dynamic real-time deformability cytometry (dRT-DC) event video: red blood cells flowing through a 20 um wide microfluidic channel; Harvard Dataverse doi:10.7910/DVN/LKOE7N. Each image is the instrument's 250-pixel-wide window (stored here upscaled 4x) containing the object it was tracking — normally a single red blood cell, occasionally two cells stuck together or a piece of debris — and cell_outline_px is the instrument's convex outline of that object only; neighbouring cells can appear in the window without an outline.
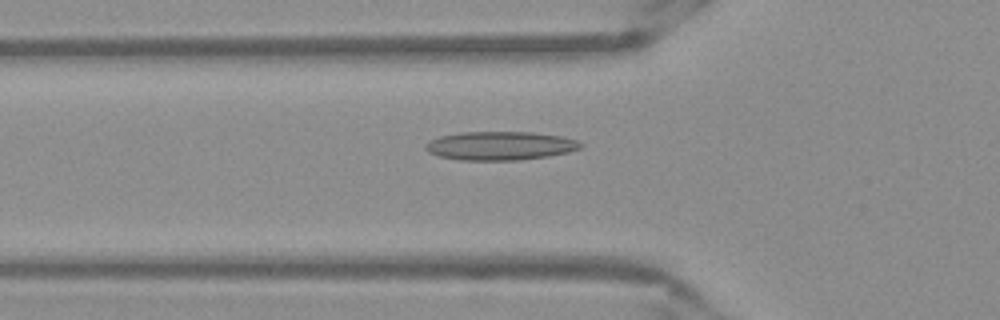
{"species": "Egyptian fruit bat (a non-hibernating species)", "species_latin": "Rousettus aegyptiacus", "temperature_condition": "warm", "stored_images_in_passage": 38, "camera_frame_rate_fps": 3000, "um_per_image_px": 0.085, "frame": {"image": 1, "passage_image": 8, "time_ms": 2.333, "image_size_px": [1000, 320], "cell_outline_px": [[584, 144], [580, 148], [568, 152], [548, 156], [520, 160], [460, 160], [440, 156], [428, 152], [424, 148], [432, 140], [440, 136], [460, 132], [532, 132], [560, 136], [576, 140]], "centroid_in_image_um": [42.53, 12.39], "position_along_channel_um": 83.3, "area_um2": 25.72}}
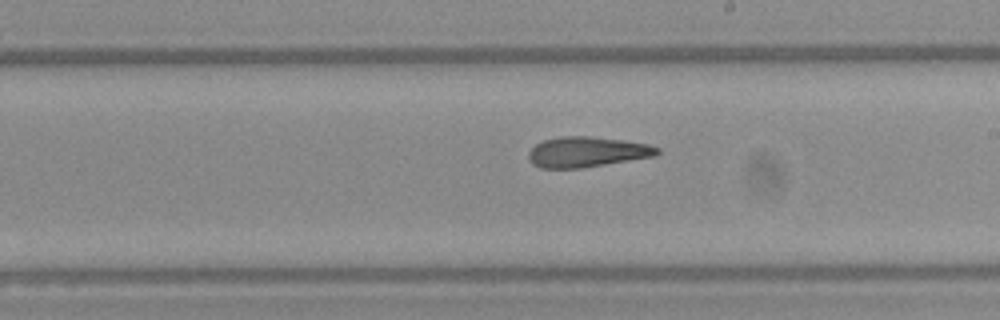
{"frame": {"image": 2, "passage_image": 20, "time_ms": 6.333, "image_size_px": [1000, 320], "cell_outline_px": [[660, 152], [656, 156], [580, 168], [540, 168], [532, 164], [528, 160], [528, 152], [536, 144], [544, 140], [560, 136], [592, 136], [624, 140], [648, 144], [660, 148]], "centroid_in_image_um": [49.89, 12.91], "position_along_channel_um": 239.1, "area_um2": 22.89}}
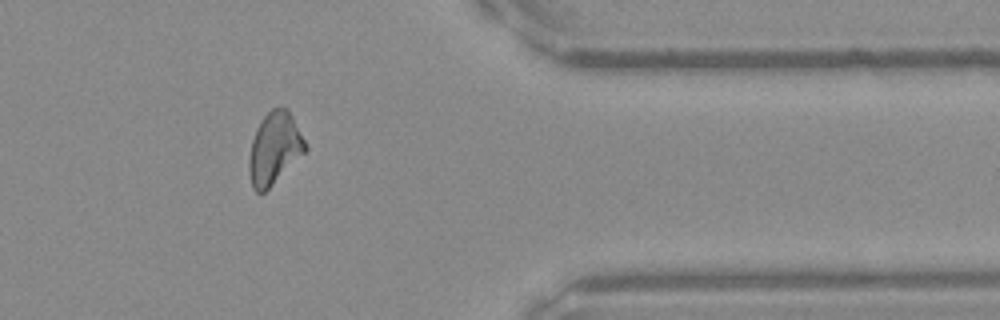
{"frame": {"image": 3, "passage_image": 33, "time_ms": 10.667, "image_size_px": [1000, 320], "cell_outline_px": [[308, 148], [264, 192], [256, 192], [252, 188], [248, 172], [248, 160], [252, 140], [256, 128], [264, 116], [272, 108], [288, 108]], "centroid_in_image_um": [23.29, 12.61], "position_along_channel_um": 388.1, "area_um2": 23.12}}